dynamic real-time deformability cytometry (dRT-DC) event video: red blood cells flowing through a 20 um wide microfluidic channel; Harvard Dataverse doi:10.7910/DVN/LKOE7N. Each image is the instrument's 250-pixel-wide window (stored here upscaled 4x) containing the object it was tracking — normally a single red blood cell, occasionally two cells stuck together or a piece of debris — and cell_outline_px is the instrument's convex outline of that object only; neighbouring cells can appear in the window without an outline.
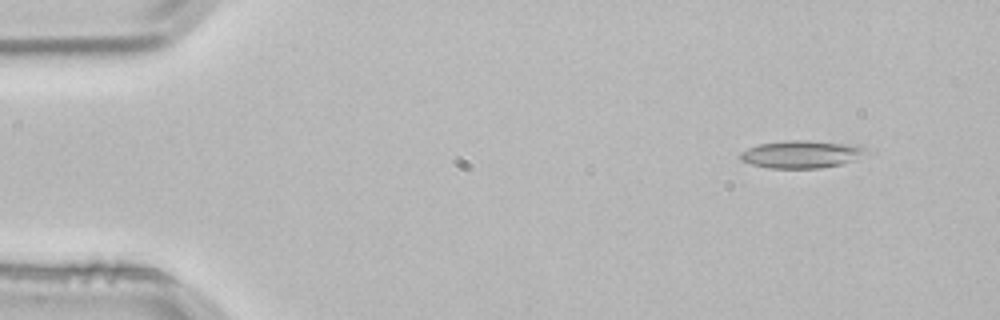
{"species": "common noctule bat (a hibernating species)", "species_latin": "Nyctalus noctula", "temperature_condition": "room temperature", "stored_images_in_passage": 4, "camera_frame_rate_fps": 3000, "um_per_image_px": 0.085, "animal": {"sex": "male", "body_mass_g": 21.5, "forearm_length_mm": 52.0}, "frame": {"image": 1, "passage_image": 2, "time_ms": 0.333, "image_size_px": [1000, 320], "cell_outline_px": [[868, 148], [856, 160], [840, 164], [820, 168], [768, 168], [752, 164], [740, 160], [740, 152], [756, 144], [784, 140], [808, 140], [856, 144]], "centroid_in_image_um": [68.1, 13.09], "position_along_channel_um": 16.9, "area_um2": 20.4}}
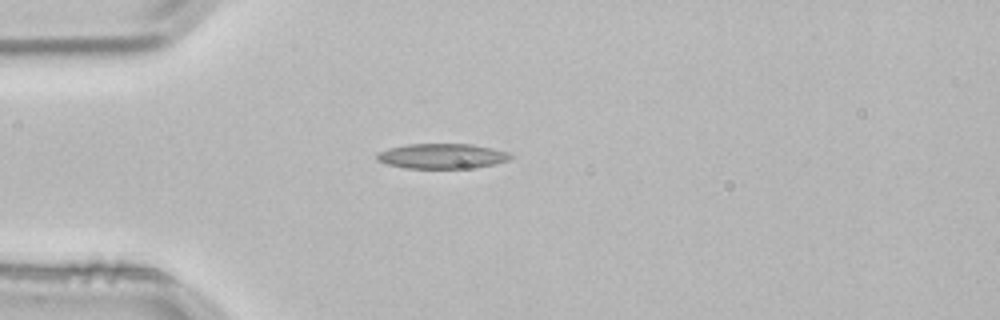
{"frame": {"image": 2, "passage_image": 4, "time_ms": 1.0, "image_size_px": [1000, 320], "cell_outline_px": [[516, 156], [508, 160], [492, 164], [472, 168], [404, 168], [388, 164], [376, 160], [376, 156], [380, 152], [388, 148], [408, 144], [472, 144], [492, 148], [508, 152]], "centroid_in_image_um": [37.59, 13.26], "position_along_channel_um": 47.4, "area_um2": 19.48}}